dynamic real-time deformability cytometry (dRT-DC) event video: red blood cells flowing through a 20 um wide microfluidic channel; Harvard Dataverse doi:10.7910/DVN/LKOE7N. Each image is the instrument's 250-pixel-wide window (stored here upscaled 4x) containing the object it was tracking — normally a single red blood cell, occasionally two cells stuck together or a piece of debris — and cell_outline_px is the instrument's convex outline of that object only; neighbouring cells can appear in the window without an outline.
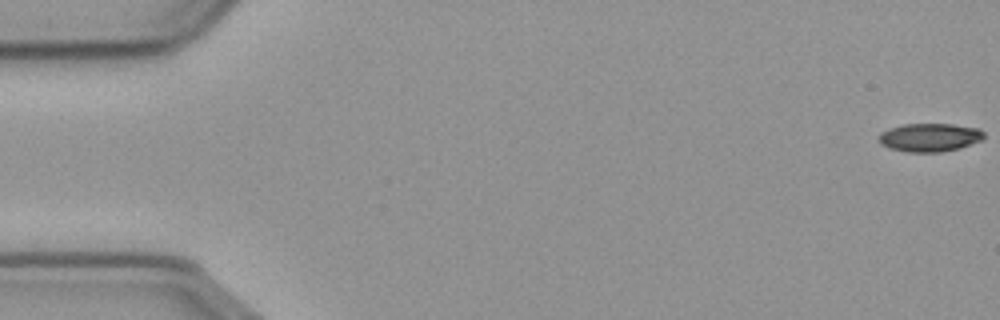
{"species": "common noctule bat (a hibernating species)", "species_latin": "Nyctalus noctula", "temperature_condition": "cold", "stored_images_in_passage": 51, "camera_frame_rate_fps": 3000, "um_per_image_px": 0.085, "animal": {"sex": "male", "body_mass_g": 23.1, "forearm_length_mm": 52.7}, "frame": {"image": 1, "passage_image": 1, "time_ms": 0.0, "image_size_px": [1000, 320], "cell_outline_px": [[984, 136], [980, 140], [960, 148], [940, 152], [908, 152], [888, 148], [880, 144], [880, 132], [888, 128], [904, 124], [952, 124], [980, 128], [984, 132]], "centroid_in_image_um": [79.01, 11.67], "position_along_channel_um": 6.0, "area_um2": 17.4}}
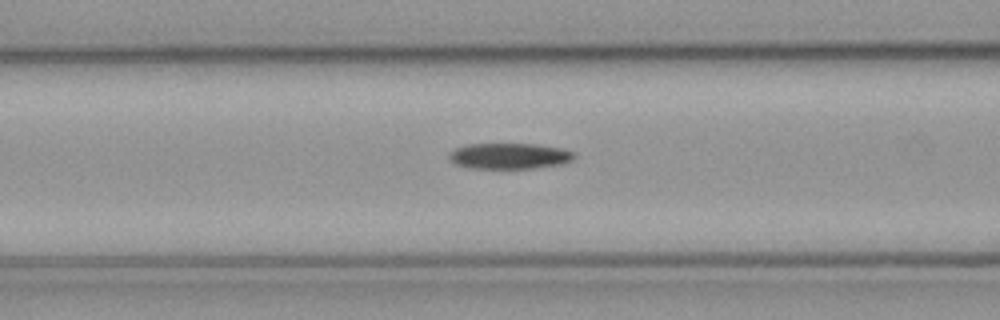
{"frame": {"image": 2, "passage_image": 23, "time_ms": 7.333, "image_size_px": [1000, 320], "cell_outline_px": [[572, 160], [560, 164], [532, 168], [468, 168], [456, 164], [448, 156], [456, 148], [468, 144], [536, 144], [560, 148], [572, 152]], "centroid_in_image_um": [43.27, 13.26], "position_along_channel_um": 123.3, "area_um2": 18.44}}
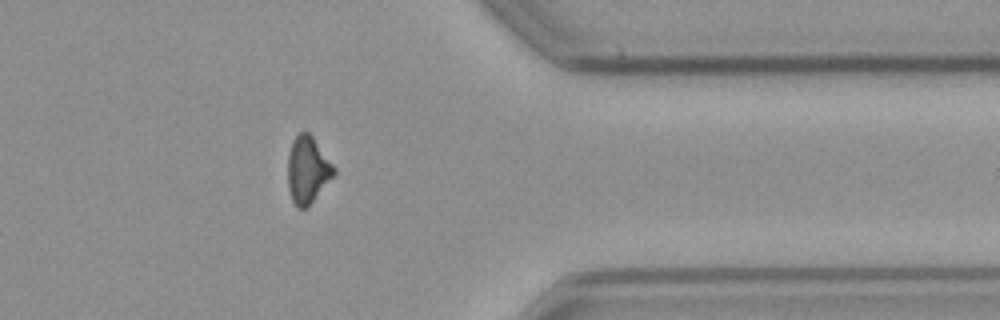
{"frame": {"image": 3, "passage_image": 46, "time_ms": 15.0, "image_size_px": [1000, 320], "cell_outline_px": [[336, 172], [308, 208], [296, 208], [292, 200], [288, 188], [288, 156], [292, 140], [300, 132], [308, 132], [312, 136], [336, 168]], "centroid_in_image_um": [26.14, 14.46], "position_along_channel_um": 385.3, "area_um2": 17.98}}